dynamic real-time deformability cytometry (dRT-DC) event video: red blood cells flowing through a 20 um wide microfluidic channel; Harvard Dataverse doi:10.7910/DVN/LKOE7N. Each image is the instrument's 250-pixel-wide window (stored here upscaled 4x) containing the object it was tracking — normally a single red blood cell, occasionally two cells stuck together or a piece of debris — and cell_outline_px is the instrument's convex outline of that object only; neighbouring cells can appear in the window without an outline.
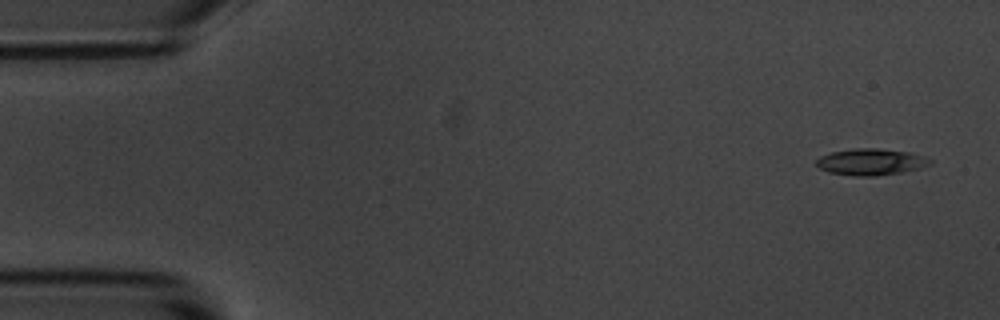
{"species": "common noctule bat (a hibernating species)", "species_latin": "Nyctalus noctula", "temperature_condition": "room temperature", "stored_images_in_passage": 5, "camera_frame_rate_fps": 3000, "um_per_image_px": 0.085, "animal": {"sex": "male", "body_mass_g": 20.1, "forearm_length_mm": 53.5}, "frame": {"image": 1, "passage_image": 1, "time_ms": 0.0, "image_size_px": [1000, 320], "cell_outline_px": [[932, 164], [900, 172], [872, 176], [856, 176], [828, 172], [820, 168], [816, 164], [816, 160], [820, 156], [832, 152], [856, 148], [876, 148], [908, 152], [932, 160]], "centroid_in_image_um": [73.97, 13.76], "position_along_channel_um": 11.0, "area_um2": 17.17}}